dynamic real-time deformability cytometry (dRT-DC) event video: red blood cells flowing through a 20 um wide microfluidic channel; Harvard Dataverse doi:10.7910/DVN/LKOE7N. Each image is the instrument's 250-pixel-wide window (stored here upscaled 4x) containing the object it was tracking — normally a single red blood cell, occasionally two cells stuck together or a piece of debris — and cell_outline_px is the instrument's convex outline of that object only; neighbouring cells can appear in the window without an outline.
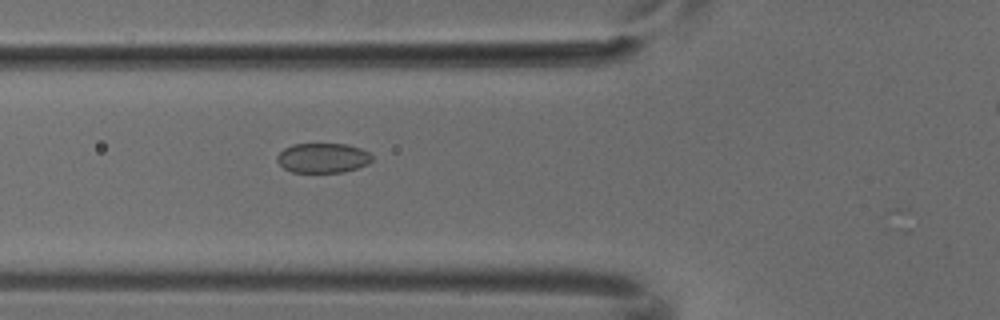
{"species": "common noctule bat (a hibernating species)", "species_latin": "Nyctalus noctula", "temperature_condition": "cold", "stored_images_in_passage": 5, "camera_frame_rate_fps": 3000, "um_per_image_px": 0.085, "animal": {"sex": "male", "body_mass_g": 18.8}, "frame": {"image": 1, "passage_image": 4, "time_ms": 1.0, "image_size_px": [1000, 320], "cell_outline_px": [[372, 160], [368, 164], [344, 172], [292, 172], [284, 168], [276, 160], [276, 156], [284, 148], [292, 144], [348, 144], [360, 148], [368, 152], [372, 156]], "centroid_in_image_um": [27.43, 13.42], "position_along_channel_um": 98.4, "area_um2": 16.47}}